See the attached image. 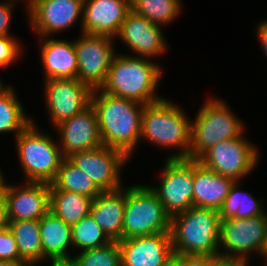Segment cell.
Masks as SVG:
<instances>
[{"label": "cell", "mask_w": 267, "mask_h": 266, "mask_svg": "<svg viewBox=\"0 0 267 266\" xmlns=\"http://www.w3.org/2000/svg\"><path fill=\"white\" fill-rule=\"evenodd\" d=\"M8 229L13 234L20 258L31 264L42 262V242L39 220L9 221Z\"/></svg>", "instance_id": "24"}, {"label": "cell", "mask_w": 267, "mask_h": 266, "mask_svg": "<svg viewBox=\"0 0 267 266\" xmlns=\"http://www.w3.org/2000/svg\"><path fill=\"white\" fill-rule=\"evenodd\" d=\"M9 226L7 203L3 193L0 191V231Z\"/></svg>", "instance_id": "37"}, {"label": "cell", "mask_w": 267, "mask_h": 266, "mask_svg": "<svg viewBox=\"0 0 267 266\" xmlns=\"http://www.w3.org/2000/svg\"><path fill=\"white\" fill-rule=\"evenodd\" d=\"M266 238L267 212L245 219L221 220L218 253L234 258L247 266L250 253L257 252L262 256ZM220 248H224L222 250L225 251H220Z\"/></svg>", "instance_id": "8"}, {"label": "cell", "mask_w": 267, "mask_h": 266, "mask_svg": "<svg viewBox=\"0 0 267 266\" xmlns=\"http://www.w3.org/2000/svg\"><path fill=\"white\" fill-rule=\"evenodd\" d=\"M15 37L0 36V68H6L20 57L23 50Z\"/></svg>", "instance_id": "32"}, {"label": "cell", "mask_w": 267, "mask_h": 266, "mask_svg": "<svg viewBox=\"0 0 267 266\" xmlns=\"http://www.w3.org/2000/svg\"><path fill=\"white\" fill-rule=\"evenodd\" d=\"M25 185H9L3 179V193L9 221L40 220L50 210V184L25 182Z\"/></svg>", "instance_id": "15"}, {"label": "cell", "mask_w": 267, "mask_h": 266, "mask_svg": "<svg viewBox=\"0 0 267 266\" xmlns=\"http://www.w3.org/2000/svg\"><path fill=\"white\" fill-rule=\"evenodd\" d=\"M257 36L261 42L264 54L267 56V19L259 23L257 27Z\"/></svg>", "instance_id": "38"}, {"label": "cell", "mask_w": 267, "mask_h": 266, "mask_svg": "<svg viewBox=\"0 0 267 266\" xmlns=\"http://www.w3.org/2000/svg\"><path fill=\"white\" fill-rule=\"evenodd\" d=\"M161 25L150 22L146 17L129 10L116 36L125 43L136 56L156 57L162 55L168 45Z\"/></svg>", "instance_id": "16"}, {"label": "cell", "mask_w": 267, "mask_h": 266, "mask_svg": "<svg viewBox=\"0 0 267 266\" xmlns=\"http://www.w3.org/2000/svg\"><path fill=\"white\" fill-rule=\"evenodd\" d=\"M126 188L122 240L170 233L171 217L150 185L137 184Z\"/></svg>", "instance_id": "7"}, {"label": "cell", "mask_w": 267, "mask_h": 266, "mask_svg": "<svg viewBox=\"0 0 267 266\" xmlns=\"http://www.w3.org/2000/svg\"><path fill=\"white\" fill-rule=\"evenodd\" d=\"M181 0H130L131 10L150 22L165 26L179 15Z\"/></svg>", "instance_id": "29"}, {"label": "cell", "mask_w": 267, "mask_h": 266, "mask_svg": "<svg viewBox=\"0 0 267 266\" xmlns=\"http://www.w3.org/2000/svg\"><path fill=\"white\" fill-rule=\"evenodd\" d=\"M42 242V262L49 260H70L68 252L72 246V228L50 210L39 220Z\"/></svg>", "instance_id": "23"}, {"label": "cell", "mask_w": 267, "mask_h": 266, "mask_svg": "<svg viewBox=\"0 0 267 266\" xmlns=\"http://www.w3.org/2000/svg\"><path fill=\"white\" fill-rule=\"evenodd\" d=\"M17 98L11 85L0 94V133L13 132L15 137L33 121L27 117Z\"/></svg>", "instance_id": "28"}, {"label": "cell", "mask_w": 267, "mask_h": 266, "mask_svg": "<svg viewBox=\"0 0 267 266\" xmlns=\"http://www.w3.org/2000/svg\"><path fill=\"white\" fill-rule=\"evenodd\" d=\"M72 228V246L78 250L94 249L112 242L89 213Z\"/></svg>", "instance_id": "30"}, {"label": "cell", "mask_w": 267, "mask_h": 266, "mask_svg": "<svg viewBox=\"0 0 267 266\" xmlns=\"http://www.w3.org/2000/svg\"><path fill=\"white\" fill-rule=\"evenodd\" d=\"M13 1L17 2V0H13ZM25 1H27V2H25L26 3V9H27L32 4L33 0H25Z\"/></svg>", "instance_id": "45"}, {"label": "cell", "mask_w": 267, "mask_h": 266, "mask_svg": "<svg viewBox=\"0 0 267 266\" xmlns=\"http://www.w3.org/2000/svg\"><path fill=\"white\" fill-rule=\"evenodd\" d=\"M0 260L23 261L20 258L15 238L8 228L0 231Z\"/></svg>", "instance_id": "33"}, {"label": "cell", "mask_w": 267, "mask_h": 266, "mask_svg": "<svg viewBox=\"0 0 267 266\" xmlns=\"http://www.w3.org/2000/svg\"><path fill=\"white\" fill-rule=\"evenodd\" d=\"M73 40L78 64L77 80L92 90L100 89L108 76L114 57L113 39L105 35L82 33Z\"/></svg>", "instance_id": "11"}, {"label": "cell", "mask_w": 267, "mask_h": 266, "mask_svg": "<svg viewBox=\"0 0 267 266\" xmlns=\"http://www.w3.org/2000/svg\"><path fill=\"white\" fill-rule=\"evenodd\" d=\"M51 184L57 190L83 194L92 199L102 192L94 181L68 158H64L62 161L57 175Z\"/></svg>", "instance_id": "27"}, {"label": "cell", "mask_w": 267, "mask_h": 266, "mask_svg": "<svg viewBox=\"0 0 267 266\" xmlns=\"http://www.w3.org/2000/svg\"><path fill=\"white\" fill-rule=\"evenodd\" d=\"M262 256L266 259V262H267V238H266V243H265V246L262 252Z\"/></svg>", "instance_id": "42"}, {"label": "cell", "mask_w": 267, "mask_h": 266, "mask_svg": "<svg viewBox=\"0 0 267 266\" xmlns=\"http://www.w3.org/2000/svg\"><path fill=\"white\" fill-rule=\"evenodd\" d=\"M219 211L195 207L171 218L170 236L174 256L219 255Z\"/></svg>", "instance_id": "4"}, {"label": "cell", "mask_w": 267, "mask_h": 266, "mask_svg": "<svg viewBox=\"0 0 267 266\" xmlns=\"http://www.w3.org/2000/svg\"><path fill=\"white\" fill-rule=\"evenodd\" d=\"M76 266H121V253L118 241L105 246L80 251L71 259Z\"/></svg>", "instance_id": "31"}, {"label": "cell", "mask_w": 267, "mask_h": 266, "mask_svg": "<svg viewBox=\"0 0 267 266\" xmlns=\"http://www.w3.org/2000/svg\"><path fill=\"white\" fill-rule=\"evenodd\" d=\"M234 182L194 160L193 206L219 211Z\"/></svg>", "instance_id": "22"}, {"label": "cell", "mask_w": 267, "mask_h": 266, "mask_svg": "<svg viewBox=\"0 0 267 266\" xmlns=\"http://www.w3.org/2000/svg\"><path fill=\"white\" fill-rule=\"evenodd\" d=\"M126 188L102 191L90 206V214L112 241L122 240Z\"/></svg>", "instance_id": "20"}, {"label": "cell", "mask_w": 267, "mask_h": 266, "mask_svg": "<svg viewBox=\"0 0 267 266\" xmlns=\"http://www.w3.org/2000/svg\"><path fill=\"white\" fill-rule=\"evenodd\" d=\"M15 141L25 181L51 184L64 160L58 142L38 130L34 121Z\"/></svg>", "instance_id": "6"}, {"label": "cell", "mask_w": 267, "mask_h": 266, "mask_svg": "<svg viewBox=\"0 0 267 266\" xmlns=\"http://www.w3.org/2000/svg\"><path fill=\"white\" fill-rule=\"evenodd\" d=\"M30 25L37 37H49L65 31L81 19L83 0H33L26 9ZM80 16V17H79Z\"/></svg>", "instance_id": "14"}, {"label": "cell", "mask_w": 267, "mask_h": 266, "mask_svg": "<svg viewBox=\"0 0 267 266\" xmlns=\"http://www.w3.org/2000/svg\"><path fill=\"white\" fill-rule=\"evenodd\" d=\"M92 200L83 194L57 190L50 184V211L71 226L90 213Z\"/></svg>", "instance_id": "25"}, {"label": "cell", "mask_w": 267, "mask_h": 266, "mask_svg": "<svg viewBox=\"0 0 267 266\" xmlns=\"http://www.w3.org/2000/svg\"><path fill=\"white\" fill-rule=\"evenodd\" d=\"M60 135L59 147L64 158L74 153L102 146L96 112L92 105L55 126Z\"/></svg>", "instance_id": "17"}, {"label": "cell", "mask_w": 267, "mask_h": 266, "mask_svg": "<svg viewBox=\"0 0 267 266\" xmlns=\"http://www.w3.org/2000/svg\"><path fill=\"white\" fill-rule=\"evenodd\" d=\"M150 58L115 54L105 84L104 93L126 98L143 105L161 100L156 94L162 69Z\"/></svg>", "instance_id": "2"}, {"label": "cell", "mask_w": 267, "mask_h": 266, "mask_svg": "<svg viewBox=\"0 0 267 266\" xmlns=\"http://www.w3.org/2000/svg\"><path fill=\"white\" fill-rule=\"evenodd\" d=\"M240 183L241 181H235L231 186L229 194L219 210L221 220L228 218L245 219L266 213V208L263 209L262 207L263 200L255 199L252 193L241 191Z\"/></svg>", "instance_id": "26"}, {"label": "cell", "mask_w": 267, "mask_h": 266, "mask_svg": "<svg viewBox=\"0 0 267 266\" xmlns=\"http://www.w3.org/2000/svg\"><path fill=\"white\" fill-rule=\"evenodd\" d=\"M130 9V0H83L81 32L116 38Z\"/></svg>", "instance_id": "19"}, {"label": "cell", "mask_w": 267, "mask_h": 266, "mask_svg": "<svg viewBox=\"0 0 267 266\" xmlns=\"http://www.w3.org/2000/svg\"><path fill=\"white\" fill-rule=\"evenodd\" d=\"M50 266H76L75 263L70 260H50Z\"/></svg>", "instance_id": "40"}, {"label": "cell", "mask_w": 267, "mask_h": 266, "mask_svg": "<svg viewBox=\"0 0 267 266\" xmlns=\"http://www.w3.org/2000/svg\"><path fill=\"white\" fill-rule=\"evenodd\" d=\"M118 243L121 266H164L174 257L170 233L137 236Z\"/></svg>", "instance_id": "18"}, {"label": "cell", "mask_w": 267, "mask_h": 266, "mask_svg": "<svg viewBox=\"0 0 267 266\" xmlns=\"http://www.w3.org/2000/svg\"><path fill=\"white\" fill-rule=\"evenodd\" d=\"M94 108L104 146L122 151L129 159L139 144L143 104L93 90Z\"/></svg>", "instance_id": "1"}, {"label": "cell", "mask_w": 267, "mask_h": 266, "mask_svg": "<svg viewBox=\"0 0 267 266\" xmlns=\"http://www.w3.org/2000/svg\"><path fill=\"white\" fill-rule=\"evenodd\" d=\"M164 266H177V259L173 257L168 263H166Z\"/></svg>", "instance_id": "41"}, {"label": "cell", "mask_w": 267, "mask_h": 266, "mask_svg": "<svg viewBox=\"0 0 267 266\" xmlns=\"http://www.w3.org/2000/svg\"><path fill=\"white\" fill-rule=\"evenodd\" d=\"M0 266H32L25 261H1Z\"/></svg>", "instance_id": "39"}, {"label": "cell", "mask_w": 267, "mask_h": 266, "mask_svg": "<svg viewBox=\"0 0 267 266\" xmlns=\"http://www.w3.org/2000/svg\"><path fill=\"white\" fill-rule=\"evenodd\" d=\"M177 266H207V255H177Z\"/></svg>", "instance_id": "35"}, {"label": "cell", "mask_w": 267, "mask_h": 266, "mask_svg": "<svg viewBox=\"0 0 267 266\" xmlns=\"http://www.w3.org/2000/svg\"><path fill=\"white\" fill-rule=\"evenodd\" d=\"M243 135L221 141L207 150L198 161L207 169L240 181L258 164L259 152Z\"/></svg>", "instance_id": "9"}, {"label": "cell", "mask_w": 267, "mask_h": 266, "mask_svg": "<svg viewBox=\"0 0 267 266\" xmlns=\"http://www.w3.org/2000/svg\"><path fill=\"white\" fill-rule=\"evenodd\" d=\"M243 127L242 120L234 116L224 101L208 99L191 122L189 159L198 160L219 142L240 137Z\"/></svg>", "instance_id": "5"}, {"label": "cell", "mask_w": 267, "mask_h": 266, "mask_svg": "<svg viewBox=\"0 0 267 266\" xmlns=\"http://www.w3.org/2000/svg\"><path fill=\"white\" fill-rule=\"evenodd\" d=\"M2 80H0V94L2 93V92H4L10 85H4V84H2V82H1Z\"/></svg>", "instance_id": "43"}, {"label": "cell", "mask_w": 267, "mask_h": 266, "mask_svg": "<svg viewBox=\"0 0 267 266\" xmlns=\"http://www.w3.org/2000/svg\"><path fill=\"white\" fill-rule=\"evenodd\" d=\"M165 159L160 185L150 188L172 218L193 207L194 160Z\"/></svg>", "instance_id": "10"}, {"label": "cell", "mask_w": 267, "mask_h": 266, "mask_svg": "<svg viewBox=\"0 0 267 266\" xmlns=\"http://www.w3.org/2000/svg\"><path fill=\"white\" fill-rule=\"evenodd\" d=\"M68 159L90 177L102 191L123 188L120 169L127 164L129 158L122 151L102 145L74 153Z\"/></svg>", "instance_id": "13"}, {"label": "cell", "mask_w": 267, "mask_h": 266, "mask_svg": "<svg viewBox=\"0 0 267 266\" xmlns=\"http://www.w3.org/2000/svg\"><path fill=\"white\" fill-rule=\"evenodd\" d=\"M13 0L0 2V36H8L10 21H12V12L14 8Z\"/></svg>", "instance_id": "34"}, {"label": "cell", "mask_w": 267, "mask_h": 266, "mask_svg": "<svg viewBox=\"0 0 267 266\" xmlns=\"http://www.w3.org/2000/svg\"><path fill=\"white\" fill-rule=\"evenodd\" d=\"M191 122L178 105L162 98L144 106L140 138L164 149L174 147L180 150L167 159H189Z\"/></svg>", "instance_id": "3"}, {"label": "cell", "mask_w": 267, "mask_h": 266, "mask_svg": "<svg viewBox=\"0 0 267 266\" xmlns=\"http://www.w3.org/2000/svg\"><path fill=\"white\" fill-rule=\"evenodd\" d=\"M2 175H3V173L1 172V169H0V189L2 187L3 179L5 178L4 175L3 176Z\"/></svg>", "instance_id": "44"}, {"label": "cell", "mask_w": 267, "mask_h": 266, "mask_svg": "<svg viewBox=\"0 0 267 266\" xmlns=\"http://www.w3.org/2000/svg\"><path fill=\"white\" fill-rule=\"evenodd\" d=\"M207 266H244V265L240 261L234 258H229L227 256L207 255Z\"/></svg>", "instance_id": "36"}, {"label": "cell", "mask_w": 267, "mask_h": 266, "mask_svg": "<svg viewBox=\"0 0 267 266\" xmlns=\"http://www.w3.org/2000/svg\"><path fill=\"white\" fill-rule=\"evenodd\" d=\"M44 82L45 104L54 126L91 105L93 90L77 79L52 78Z\"/></svg>", "instance_id": "12"}, {"label": "cell", "mask_w": 267, "mask_h": 266, "mask_svg": "<svg viewBox=\"0 0 267 266\" xmlns=\"http://www.w3.org/2000/svg\"><path fill=\"white\" fill-rule=\"evenodd\" d=\"M41 38V39H40ZM45 79L77 78L78 64L73 41L39 37Z\"/></svg>", "instance_id": "21"}]
</instances>
